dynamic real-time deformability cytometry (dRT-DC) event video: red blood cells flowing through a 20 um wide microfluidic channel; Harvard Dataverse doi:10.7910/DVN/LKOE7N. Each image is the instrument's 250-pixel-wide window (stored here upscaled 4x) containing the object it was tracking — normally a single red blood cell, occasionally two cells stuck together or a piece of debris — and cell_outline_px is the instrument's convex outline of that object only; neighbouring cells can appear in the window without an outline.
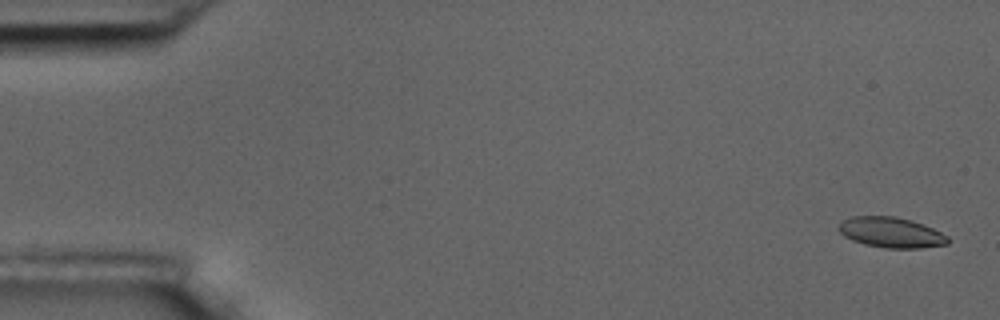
{"species": "common noctule bat (a hibernating species)", "species_latin": "Nyctalus noctula", "temperature_condition": "room temperature", "stored_images_in_passage": 57, "camera_frame_rate_fps": 3000, "um_per_image_px": 0.085, "animal": {"sex": "male", "body_mass_g": 17.5, "forearm_length_mm": 52.3}, "frame": {"image": 1, "passage_image": 2, "time_ms": 0.333, "image_size_px": [1000, 320], "cell_outline_px": [[948, 244], [920, 248], [884, 248], [864, 244], [852, 240], [844, 236], [836, 228], [840, 220], [852, 216], [896, 216], [912, 220], [924, 224], [948, 236]], "centroid_in_image_um": [75.7, 19.74], "position_along_channel_um": 9.3, "area_um2": 19.59}}
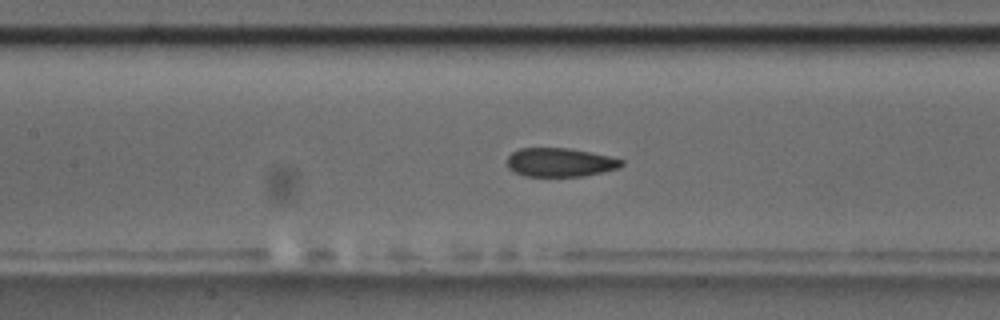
{"frame": {"image": 2, "passage_image": 26, "time_ms": 8.333, "image_size_px": [1000, 320], "cell_outline_px": [[624, 164], [620, 168], [584, 176], [524, 176], [508, 168], [508, 156], [512, 152], [520, 148], [568, 148], [608, 156], [624, 160]], "centroid_in_image_um": [47.61, 13.8], "position_along_channel_um": 159.8, "area_um2": 19.07}}
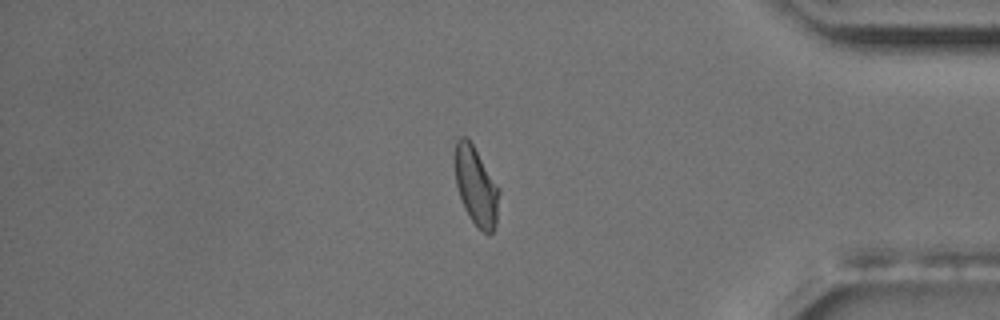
{"frame": {"image": 3, "passage_image": 48, "time_ms": 15.667, "image_size_px": [1000, 320], "cell_outline_px": [[500, 192], [496, 224], [492, 232], [488, 236], [472, 220], [464, 208], [456, 184], [452, 160], [456, 140], [460, 136], [468, 136], [500, 188]], "centroid_in_image_um": [40.44, 15.74], "position_along_channel_um": 394.8, "area_um2": 20.75}, "authors_computed_cell_mechanics": {"area_um2": 20.23, "velocity_mm_per_s": 3.5908, "shape_relaxation_time_tau1_ms": null, "shape_relaxation_time_tau2_ms": 1.2946, "deformation_change_tau1": null, "deformation_change_tau2": 0.0731}}